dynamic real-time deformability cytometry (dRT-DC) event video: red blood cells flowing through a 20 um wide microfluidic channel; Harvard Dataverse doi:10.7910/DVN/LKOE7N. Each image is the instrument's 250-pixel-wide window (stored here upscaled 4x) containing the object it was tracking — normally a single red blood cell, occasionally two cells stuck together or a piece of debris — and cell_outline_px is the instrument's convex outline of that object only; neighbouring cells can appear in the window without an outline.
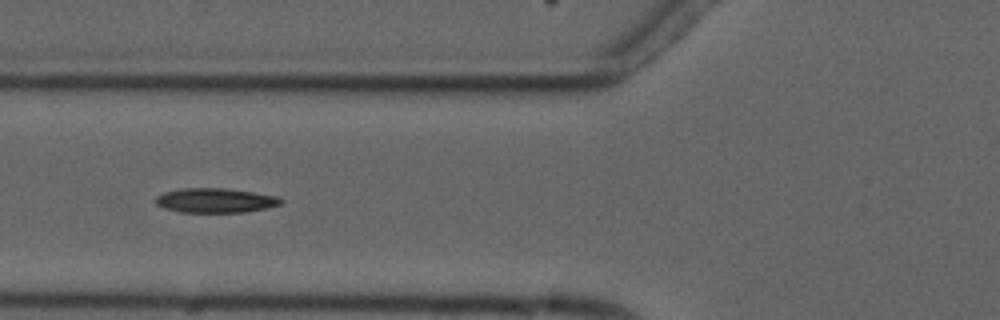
{"species": "common noctule bat (a hibernating species)", "species_latin": "Nyctalus noctula", "temperature_condition": "cold", "stored_images_in_passage": 8, "camera_frame_rate_fps": 3000, "um_per_image_px": 0.085, "animal": {"sex": "male", "forearm_length_mm": 52.5}, "frame": {"image": 1, "passage_image": 6, "time_ms": 6.667, "image_size_px": [1000, 320], "cell_outline_px": [[284, 200], [280, 204], [264, 208], [244, 212], [180, 212], [164, 208], [156, 204], [156, 196], [164, 192], [184, 188], [224, 188], [252, 192], [276, 196]], "centroid_in_image_um": [18.27, 17.03], "position_along_channel_um": 107.5, "area_um2": 17.69}}
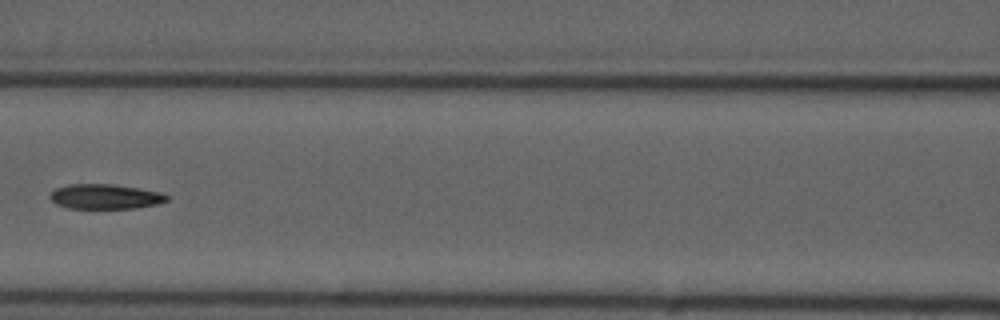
{"frame": {"image": 2, "passage_image": 7, "time_ms": 8.0, "image_size_px": [1000, 320], "cell_outline_px": [[168, 200], [156, 204], [136, 208], [68, 208], [56, 204], [48, 196], [56, 188], [68, 184], [112, 184], [160, 192], [168, 196]], "centroid_in_image_um": [8.91, 16.71], "position_along_channel_um": 157.7, "area_um2": 16.76}}
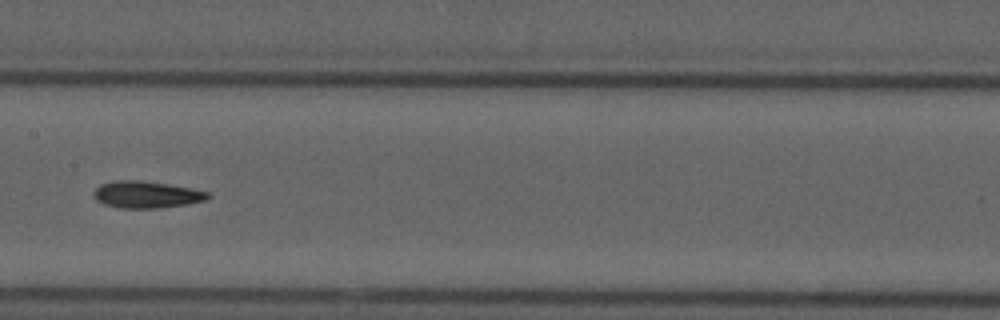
{"frame": {"image": 3, "passage_image": 8, "time_ms": 9.0, "image_size_px": [1000, 320], "cell_outline_px": [[212, 196], [204, 200], [188, 204], [160, 208], [120, 208], [104, 204], [96, 200], [92, 196], [92, 192], [100, 184], [112, 180], [140, 180], [168, 184], [208, 192]], "centroid_in_image_um": [12.39, 16.54], "position_along_channel_um": 195.0, "area_um2": 17.98}}